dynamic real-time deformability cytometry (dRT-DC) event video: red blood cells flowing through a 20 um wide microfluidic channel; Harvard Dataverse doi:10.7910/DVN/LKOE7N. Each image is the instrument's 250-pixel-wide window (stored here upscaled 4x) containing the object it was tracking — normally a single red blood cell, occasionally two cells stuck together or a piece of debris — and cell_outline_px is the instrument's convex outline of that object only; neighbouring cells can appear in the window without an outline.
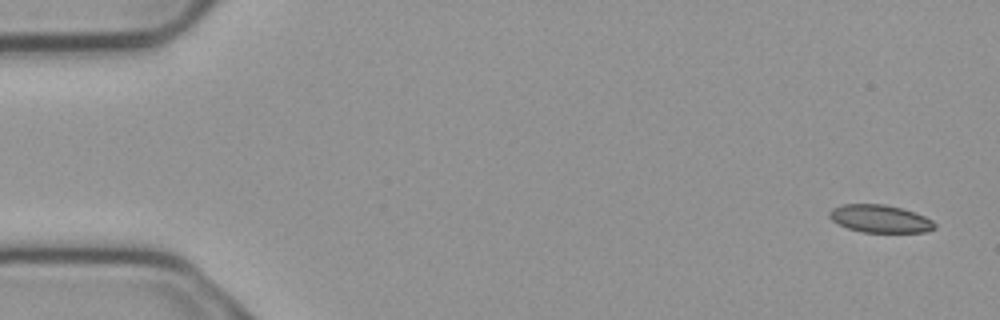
{"species": "common noctule bat (a hibernating species)", "species_latin": "Nyctalus noctula", "temperature_condition": "cold", "stored_images_in_passage": 5, "camera_frame_rate_fps": 3000, "um_per_image_px": 0.085, "animal": {"sex": "male", "body_mass_g": 23.1, "forearm_length_mm": 52.7}, "frame": {"image": 1, "passage_image": 1, "time_ms": 0.0, "image_size_px": [1000, 320], "cell_outline_px": [[936, 228], [924, 232], [860, 232], [848, 228], [832, 220], [828, 216], [828, 212], [832, 208], [844, 204], [884, 204], [900, 208], [924, 216], [932, 220], [936, 224]], "centroid_in_image_um": [74.78, 18.59], "position_along_channel_um": 10.2, "area_um2": 16.88}}
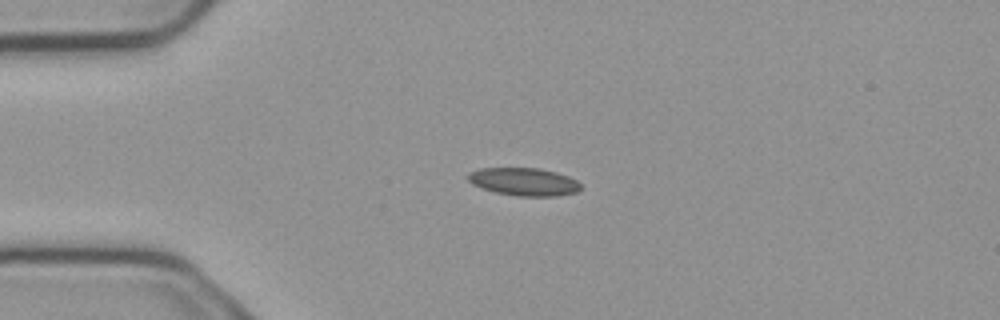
{"frame": {"image": 2, "passage_image": 4, "time_ms": 1.0, "image_size_px": [1000, 320], "cell_outline_px": [[580, 188], [576, 192], [556, 196], [516, 196], [496, 192], [472, 184], [468, 180], [468, 172], [480, 168], [540, 168], [556, 172], [568, 176], [576, 180], [580, 184]], "centroid_in_image_um": [44.52, 15.44], "position_along_channel_um": 40.5, "area_um2": 18.21}}